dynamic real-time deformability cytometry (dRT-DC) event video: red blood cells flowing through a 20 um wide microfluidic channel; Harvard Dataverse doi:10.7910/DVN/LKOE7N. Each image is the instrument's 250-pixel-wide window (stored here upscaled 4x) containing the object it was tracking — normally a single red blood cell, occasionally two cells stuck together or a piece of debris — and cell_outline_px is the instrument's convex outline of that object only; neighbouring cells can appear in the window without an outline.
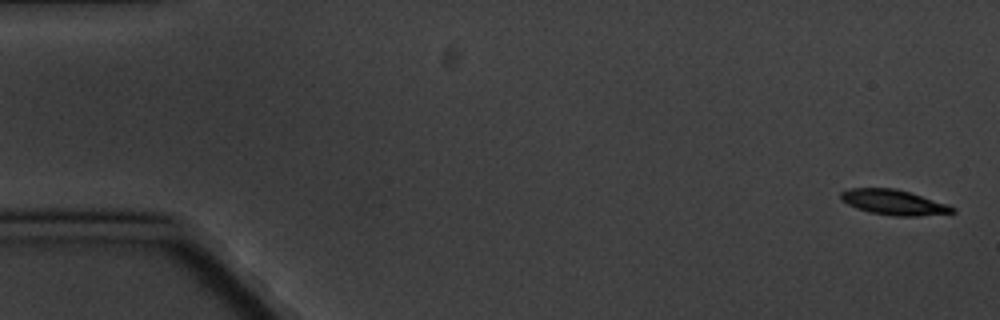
{"species": "common noctule bat (a hibernating species)", "species_latin": "Nyctalus noctula", "temperature_condition": "cold", "stored_images_in_passage": 6, "camera_frame_rate_fps": 3000, "um_per_image_px": 0.085, "animal": {"sex": "male", "body_mass_g": 20.1, "forearm_length_mm": 53.5}, "frame": {"image": 1, "passage_image": 1, "time_ms": 0.0, "image_size_px": [1000, 320], "cell_outline_px": [[956, 212], [920, 216], [896, 216], [868, 212], [856, 208], [840, 200], [840, 192], [848, 188], [896, 188], [948, 204], [956, 208]], "centroid_in_image_um": [75.95, 17.19], "position_along_channel_um": 9.1, "area_um2": 16.47}}